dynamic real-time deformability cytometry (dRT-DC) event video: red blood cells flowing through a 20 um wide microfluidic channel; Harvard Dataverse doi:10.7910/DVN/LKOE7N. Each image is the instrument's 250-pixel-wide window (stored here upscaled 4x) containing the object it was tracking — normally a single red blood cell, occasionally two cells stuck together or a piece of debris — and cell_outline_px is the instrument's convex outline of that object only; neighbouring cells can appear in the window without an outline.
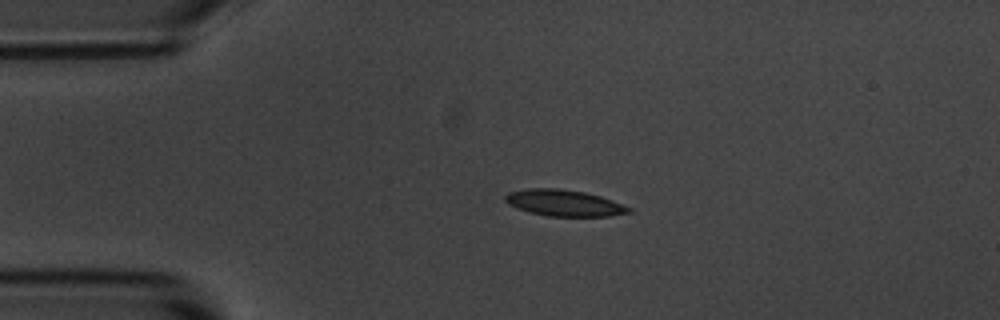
{"species": "common noctule bat (a hibernating species)", "species_latin": "Nyctalus noctula", "temperature_condition": "room temperature", "stored_images_in_passage": 44, "camera_frame_rate_fps": 3000, "um_per_image_px": 0.085, "animal": {"sex": "male", "body_mass_g": 20.1, "forearm_length_mm": 53.5}, "frame": {"image": 1, "passage_image": 1, "time_ms": 0.0, "image_size_px": [1000, 320], "cell_outline_px": [[632, 212], [608, 216], [548, 216], [528, 212], [516, 208], [508, 204], [504, 200], [504, 196], [508, 192], [528, 188], [560, 188], [584, 192], [600, 196], [612, 200], [632, 208]], "centroid_in_image_um": [47.92, 17.25], "position_along_channel_um": 37.1, "area_um2": 19.07}}
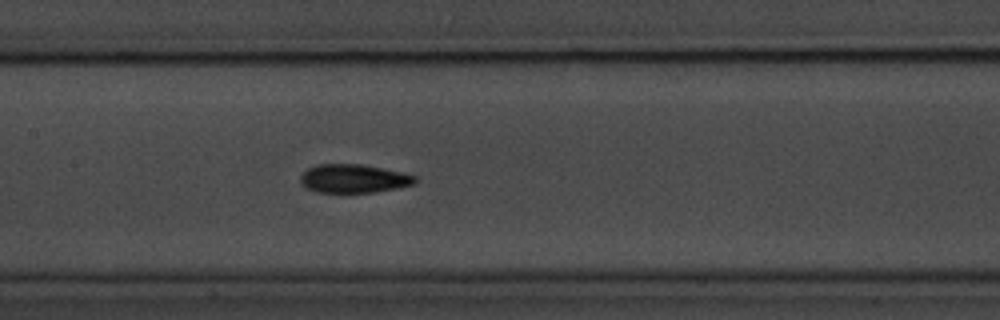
{"frame": {"image": 2, "passage_image": 15, "time_ms": 4.667, "image_size_px": [1000, 320], "cell_outline_px": [[416, 180], [412, 184], [396, 188], [372, 192], [316, 192], [304, 188], [300, 184], [300, 176], [308, 168], [316, 164], [360, 164], [400, 172], [416, 176]], "centroid_in_image_um": [29.97, 15.18], "position_along_channel_um": 177.4, "area_um2": 18.9}}
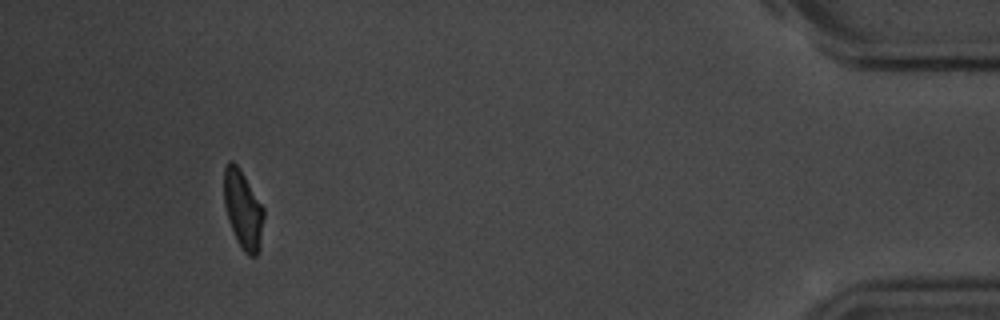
{"frame": {"image": 3, "passage_image": 40, "time_ms": 13.0, "image_size_px": [1000, 320], "cell_outline_px": [[264, 216], [260, 252], [256, 256], [248, 256], [244, 252], [236, 240], [228, 220], [224, 204], [224, 168], [228, 160], [232, 160], [240, 168], [264, 208]], "centroid_in_image_um": [20.66, 17.83], "position_along_channel_um": 414.5, "area_um2": 18.44}, "authors_computed_cell_mechanics": {"area_um2": 18.9295, "velocity_mm_per_s": 3.6464, "shape_relaxation_time_tau1_ms": 2.183, "shape_relaxation_time_tau2_ms": 2.3071, "deformation_change_tau1": 0.1195, "deformation_change_tau2": 0.0965}}